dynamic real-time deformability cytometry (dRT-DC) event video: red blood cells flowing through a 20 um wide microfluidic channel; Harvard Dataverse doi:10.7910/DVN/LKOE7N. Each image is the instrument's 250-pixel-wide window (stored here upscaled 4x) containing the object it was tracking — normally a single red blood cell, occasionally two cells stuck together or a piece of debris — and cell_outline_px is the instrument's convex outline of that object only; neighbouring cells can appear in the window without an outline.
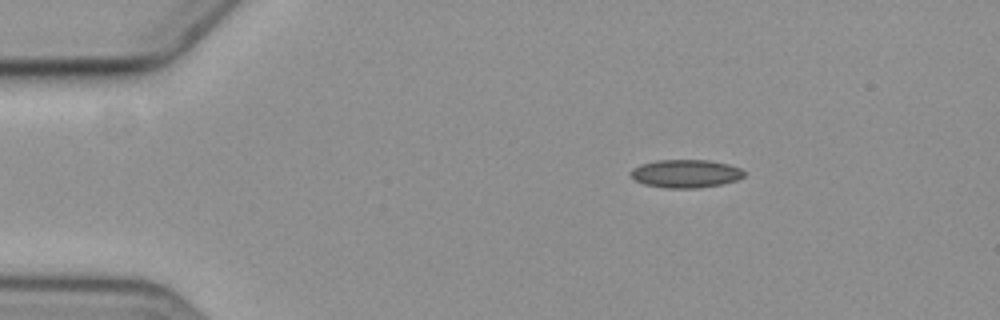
{"species": "common noctule bat (a hibernating species)", "species_latin": "Nyctalus noctula", "temperature_condition": "cold", "stored_images_in_passage": 4, "camera_frame_rate_fps": 3000, "um_per_image_px": 0.085, "animal": {"sex": "female", "body_mass_g": 19.3, "forearm_length_mm": 54.1}, "frame": {"image": 1, "passage_image": 1, "time_ms": 0.0, "image_size_px": [1000, 320], "cell_outline_px": [[744, 176], [736, 180], [720, 184], [700, 188], [664, 188], [644, 184], [636, 180], [628, 172], [632, 168], [640, 164], [656, 160], [708, 160], [728, 164], [740, 168], [744, 172]], "centroid_in_image_um": [58.25, 14.75], "position_along_channel_um": 26.8, "area_um2": 18.61}}
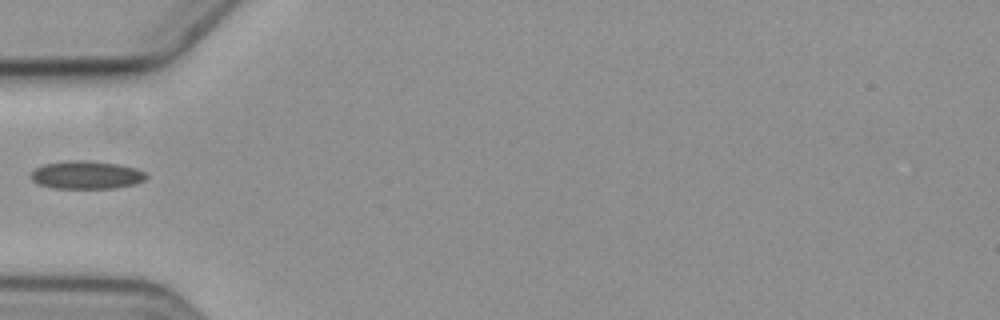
{"frame": {"image": 2, "passage_image": 4, "time_ms": 3.333, "image_size_px": [1000, 320], "cell_outline_px": [[148, 176], [144, 180], [136, 184], [112, 188], [56, 188], [40, 184], [32, 180], [32, 172], [36, 168], [44, 164], [68, 160], [88, 160], [120, 164], [136, 168], [144, 172]], "centroid_in_image_um": [7.39, 14.86], "position_along_channel_um": 77.6, "area_um2": 18.79}}